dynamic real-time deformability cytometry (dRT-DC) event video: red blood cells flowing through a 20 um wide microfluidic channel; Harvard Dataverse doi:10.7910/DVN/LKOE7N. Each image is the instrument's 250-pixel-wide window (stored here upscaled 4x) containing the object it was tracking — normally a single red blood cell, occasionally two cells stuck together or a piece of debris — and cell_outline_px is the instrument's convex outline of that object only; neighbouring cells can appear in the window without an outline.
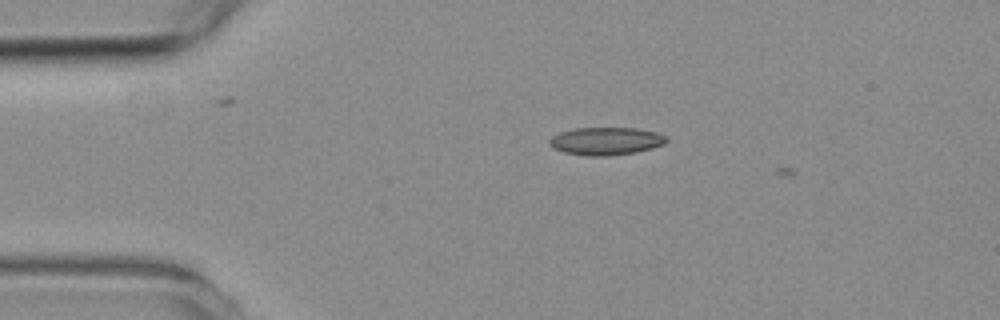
{"species": "common noctule bat (a hibernating species)", "species_latin": "Nyctalus noctula", "temperature_condition": "room temperature", "stored_images_in_passage": 7, "camera_frame_rate_fps": 3000, "um_per_image_px": 0.085, "animal": {"sex": "female", "body_mass_g": 19.3, "forearm_length_mm": 54.1}, "frame": {"image": 1, "passage_image": 4, "time_ms": 1.0, "image_size_px": [1000, 320], "cell_outline_px": [[668, 140], [664, 144], [652, 148], [636, 152], [608, 156], [588, 156], [564, 152], [552, 148], [548, 144], [548, 140], [552, 136], [560, 132], [576, 128], [636, 128], [656, 132], [664, 136]], "centroid_in_image_um": [51.47, 12.0], "position_along_channel_um": 33.5, "area_um2": 18.96}}